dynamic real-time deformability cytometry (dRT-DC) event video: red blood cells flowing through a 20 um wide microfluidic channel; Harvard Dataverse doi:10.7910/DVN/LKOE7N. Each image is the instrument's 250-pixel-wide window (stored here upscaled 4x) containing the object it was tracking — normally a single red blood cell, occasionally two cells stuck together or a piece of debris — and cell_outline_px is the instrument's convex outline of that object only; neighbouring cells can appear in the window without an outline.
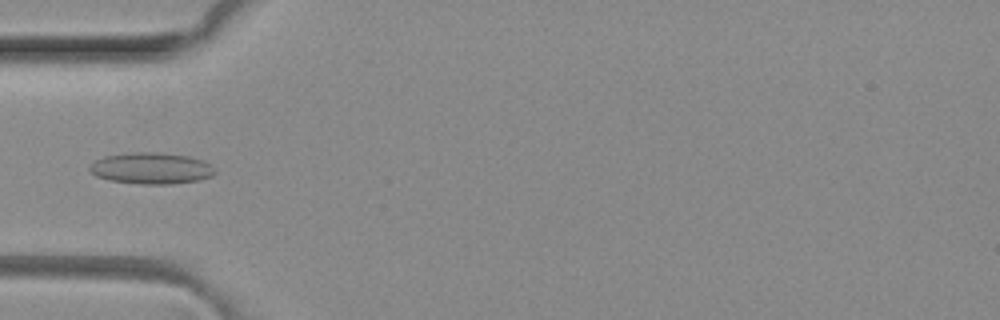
{"species": "common noctule bat (a hibernating species)", "species_latin": "Nyctalus noctula", "temperature_condition": "room temperature", "stored_images_in_passage": 7, "camera_frame_rate_fps": 3000, "um_per_image_px": 0.085, "animal": {"sex": "female", "body_mass_g": 29.2, "forearm_length_mm": 56.3}, "frame": {"image": 1, "passage_image": 5, "time_ms": 1.333, "image_size_px": [1000, 320], "cell_outline_px": [[216, 172], [212, 176], [200, 180], [172, 184], [140, 184], [108, 180], [96, 176], [88, 168], [96, 160], [104, 156], [132, 152], [160, 152], [188, 156], [204, 160]], "centroid_in_image_um": [12.86, 14.3], "position_along_channel_um": 72.1, "area_um2": 22.95}}
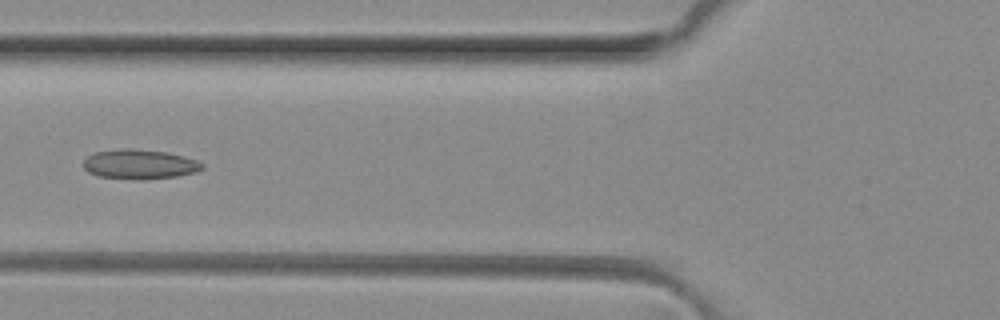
{"frame": {"image": 2, "passage_image": 6, "time_ms": 1.667, "image_size_px": [1000, 320], "cell_outline_px": [[204, 168], [196, 172], [176, 176], [144, 180], [96, 176], [88, 172], [84, 168], [84, 160], [88, 156], [96, 152], [124, 148], [128, 148], [168, 152], [184, 156], [196, 160], [204, 164]], "centroid_in_image_um": [11.88, 13.96], "position_along_channel_um": 113.9, "area_um2": 20.52}}
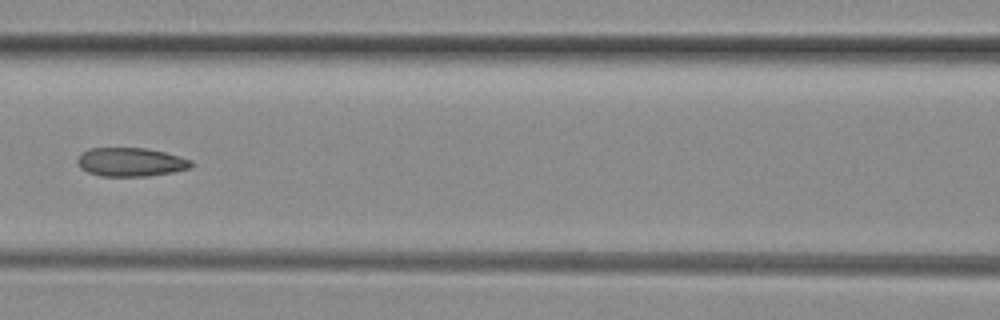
{"frame": {"image": 3, "passage_image": 7, "time_ms": 2.0, "image_size_px": [1000, 320], "cell_outline_px": [[196, 164], [192, 168], [172, 172], [148, 176], [100, 176], [88, 172], [80, 168], [76, 160], [80, 152], [88, 148], [144, 148], [164, 152], [180, 156], [192, 160]], "centroid_in_image_um": [11.12, 13.77], "position_along_channel_um": 155.5, "area_um2": 19.31}}